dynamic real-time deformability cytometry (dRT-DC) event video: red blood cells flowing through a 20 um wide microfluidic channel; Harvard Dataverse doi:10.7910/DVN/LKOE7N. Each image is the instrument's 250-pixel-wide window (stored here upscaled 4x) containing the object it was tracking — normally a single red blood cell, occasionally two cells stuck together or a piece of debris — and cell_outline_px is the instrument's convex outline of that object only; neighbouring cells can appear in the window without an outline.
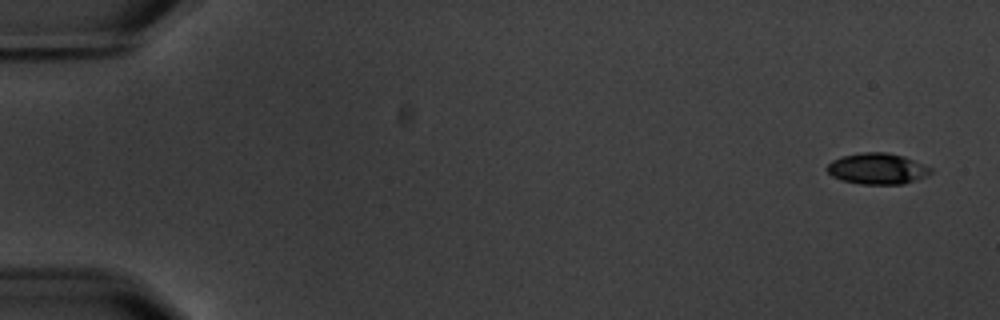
{"species": "common noctule bat (a hibernating species)", "species_latin": "Nyctalus noctula", "temperature_condition": "warm", "stored_images_in_passage": 6, "camera_frame_rate_fps": 3000, "um_per_image_px": 0.085, "animal": {"sex": "male", "body_mass_g": 20.1, "forearm_length_mm": 53.5}, "frame": {"image": 1, "passage_image": 1, "time_ms": 0.0, "image_size_px": [1000, 320], "cell_outline_px": [[932, 172], [916, 180], [904, 184], [860, 184], [840, 180], [832, 176], [828, 172], [828, 164], [832, 160], [844, 156], [860, 152], [888, 152], [904, 156], [932, 168]], "centroid_in_image_um": [74.57, 14.34], "position_along_channel_um": 10.4, "area_um2": 18.73}}